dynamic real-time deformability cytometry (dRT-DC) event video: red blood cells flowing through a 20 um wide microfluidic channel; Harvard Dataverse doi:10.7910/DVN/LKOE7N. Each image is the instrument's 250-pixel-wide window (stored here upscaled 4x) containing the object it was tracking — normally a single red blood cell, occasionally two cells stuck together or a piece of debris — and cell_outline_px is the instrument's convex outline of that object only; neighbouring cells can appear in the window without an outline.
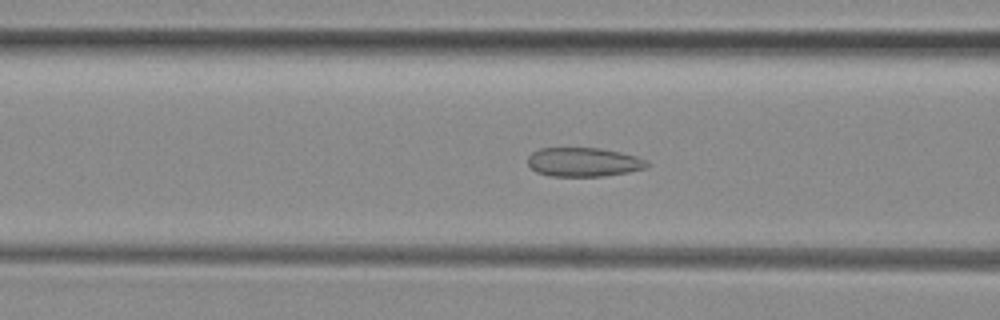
{"species": "common noctule bat (a hibernating species)", "species_latin": "Nyctalus noctula", "temperature_condition": "room temperature", "stored_images_in_passage": 38, "camera_frame_rate_fps": 3000, "um_per_image_px": 0.085, "animal": {"sex": "female", "body_mass_g": 29.2, "forearm_length_mm": 56.3}, "frame": {"image": 1, "passage_image": 14, "time_ms": 4.333, "image_size_px": [1000, 320], "cell_outline_px": [[652, 164], [648, 168], [628, 172], [604, 176], [552, 176], [536, 172], [528, 164], [528, 156], [532, 152], [540, 148], [600, 148], [620, 152], [636, 156], [648, 160]], "centroid_in_image_um": [49.65, 13.78], "position_along_channel_um": 116.9, "area_um2": 20.35}}
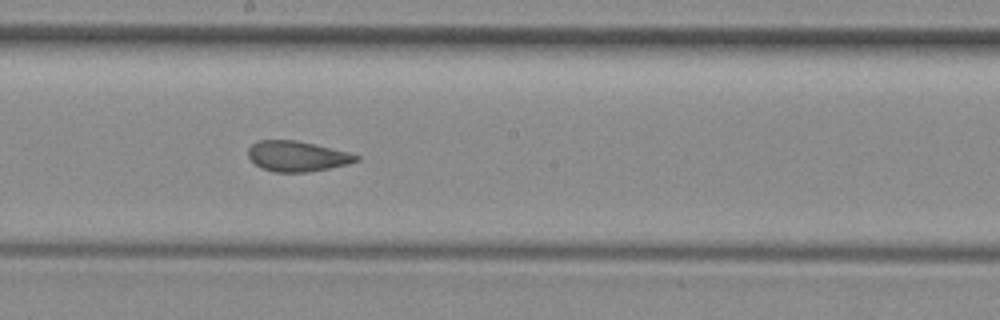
{"frame": {"image": 2, "passage_image": 22, "time_ms": 7.0, "image_size_px": [1000, 320], "cell_outline_px": [[360, 160], [348, 164], [308, 172], [276, 172], [264, 168], [256, 164], [248, 156], [248, 148], [252, 144], [260, 140], [296, 140], [348, 152], [360, 156]], "centroid_in_image_um": [25.27, 13.27], "position_along_channel_um": 222.9, "area_um2": 18.9}}
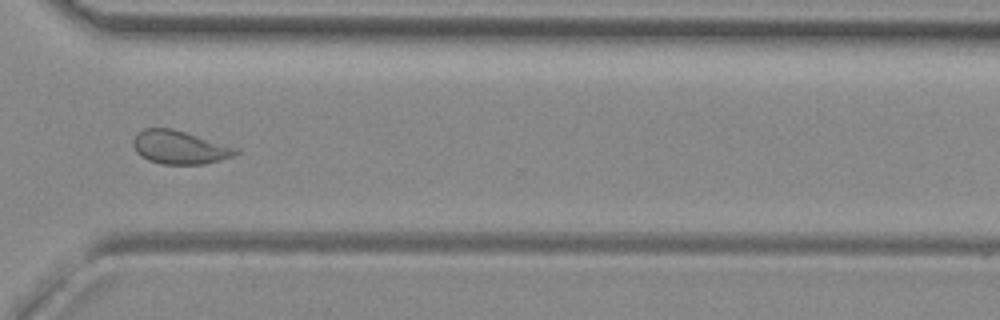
{"frame": {"image": 3, "passage_image": 32, "time_ms": 10.333, "image_size_px": [1000, 320], "cell_outline_px": [[240, 152], [232, 156], [220, 160], [204, 164], [164, 164], [148, 160], [140, 156], [136, 152], [132, 144], [132, 140], [144, 128], [172, 128], [240, 148]], "centroid_in_image_um": [15.28, 12.52], "position_along_channel_um": 355.3, "area_um2": 20.0}, "authors_computed_cell_mechanics": {"area_um2": 20.5479, "velocity_mm_per_s": 3.9695, "shape_relaxation_time_tau1_ms": null, "shape_relaxation_time_tau2_ms": 1.0555, "deformation_change_tau1": null, "deformation_change_tau2": 0.0764}}